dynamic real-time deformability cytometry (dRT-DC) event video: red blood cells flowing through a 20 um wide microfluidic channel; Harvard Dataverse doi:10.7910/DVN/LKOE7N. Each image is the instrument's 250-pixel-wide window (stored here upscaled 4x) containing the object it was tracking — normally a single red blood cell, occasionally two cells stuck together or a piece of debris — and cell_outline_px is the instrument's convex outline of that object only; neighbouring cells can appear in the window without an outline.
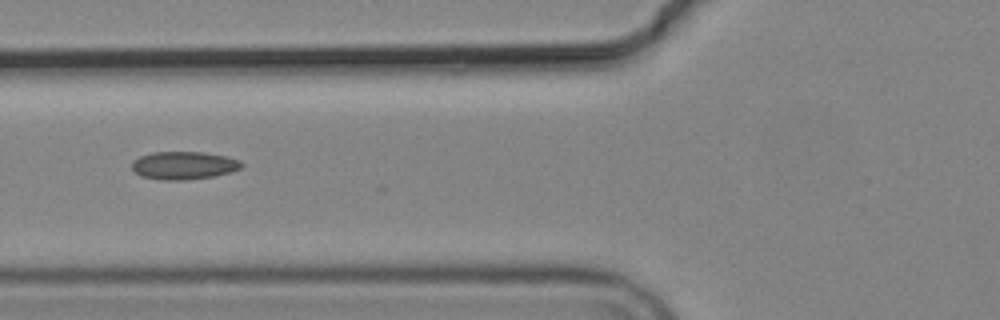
{"species": "common noctule bat (a hibernating species)", "species_latin": "Nyctalus noctula", "temperature_condition": "cold", "stored_images_in_passage": 4, "camera_frame_rate_fps": 3000, "um_per_image_px": 0.085, "animal": {"sex": "male", "body_mass_g": 19.2, "forearm_length_mm": 51.8}, "frame": {"image": 1, "passage_image": 3, "time_ms": 2.333, "image_size_px": [1000, 320], "cell_outline_px": [[244, 164], [240, 168], [228, 172], [212, 176], [184, 180], [160, 180], [140, 176], [132, 168], [132, 160], [140, 156], [152, 152], [204, 152], [224, 156], [240, 160]], "centroid_in_image_um": [15.58, 14.05], "position_along_channel_um": 110.2, "area_um2": 17.74}}
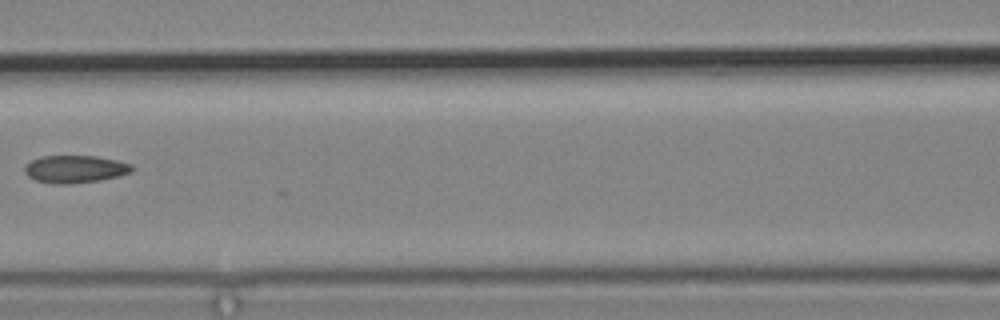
{"frame": {"image": 2, "passage_image": 4, "time_ms": 3.667, "image_size_px": [1000, 320], "cell_outline_px": [[136, 168], [132, 172], [120, 176], [100, 180], [72, 184], [52, 184], [36, 180], [28, 176], [24, 172], [24, 168], [32, 160], [40, 156], [96, 156], [116, 160], [132, 164]], "centroid_in_image_um": [6.42, 14.38], "position_along_channel_um": 160.2, "area_um2": 17.4}}